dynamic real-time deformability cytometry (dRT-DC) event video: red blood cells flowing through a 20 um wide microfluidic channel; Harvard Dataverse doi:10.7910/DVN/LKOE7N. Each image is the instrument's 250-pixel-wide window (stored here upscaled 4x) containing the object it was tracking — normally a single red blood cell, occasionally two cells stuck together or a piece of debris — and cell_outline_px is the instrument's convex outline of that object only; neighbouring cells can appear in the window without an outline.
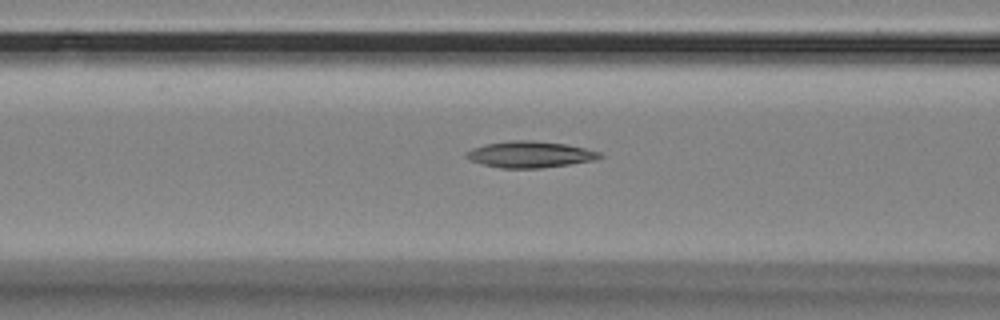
{"species": "Egyptian fruit bat (a non-hibernating species)", "species_latin": "Rousettus aegyptiacus", "temperature_condition": "room temperature", "stored_images_in_passage": 41, "camera_frame_rate_fps": 3000, "um_per_image_px": 0.085, "animal": {"sex": "female"}, "frame": {"image": 1, "passage_image": 15, "time_ms": 4.667, "image_size_px": [1000, 320], "cell_outline_px": [[604, 156], [596, 160], [540, 168], [500, 168], [480, 164], [464, 156], [464, 152], [472, 148], [484, 144], [512, 140], [532, 140], [568, 144], [600, 152]], "centroid_in_image_um": [45.03, 13.12], "position_along_channel_um": 121.6, "area_um2": 20.63}}
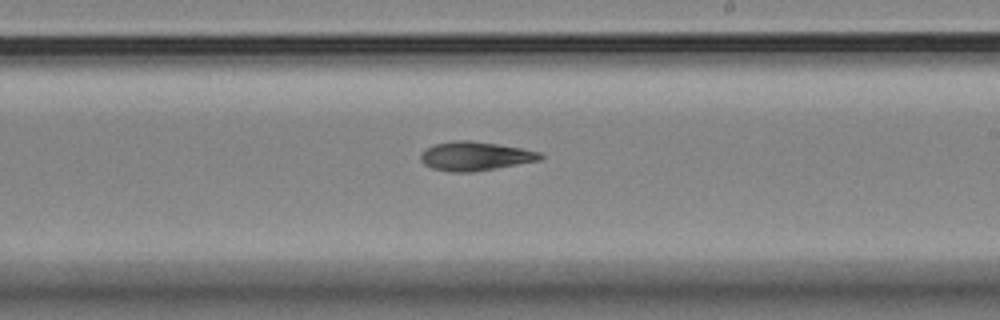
{"frame": {"image": 2, "passage_image": 26, "time_ms": 8.333, "image_size_px": [1000, 320], "cell_outline_px": [[544, 156], [540, 160], [496, 168], [472, 172], [452, 172], [432, 168], [424, 164], [420, 160], [420, 152], [436, 144], [452, 140], [468, 140], [496, 144], [520, 148], [540, 152]], "centroid_in_image_um": [40.36, 13.27], "position_along_channel_um": 248.6, "area_um2": 20.0}}
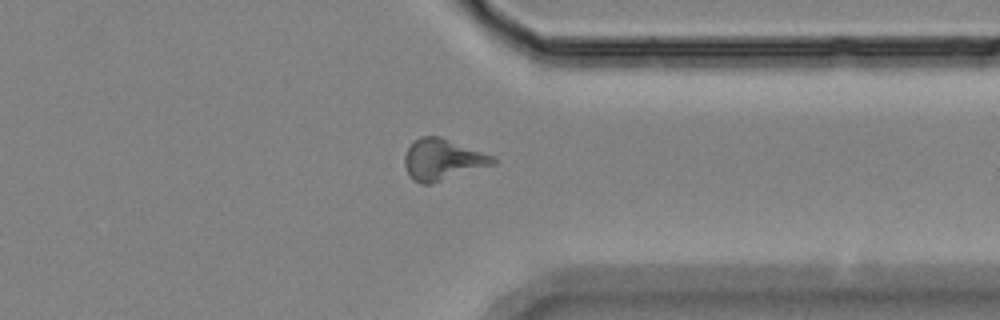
{"frame": {"image": 3, "passage_image": 37, "time_ms": 12.0, "image_size_px": [1000, 320], "cell_outline_px": [[496, 164], [432, 184], [420, 184], [412, 180], [404, 164], [404, 156], [408, 148], [420, 136], [440, 136], [492, 156], [496, 160]], "centroid_in_image_um": [37.6, 13.59], "position_along_channel_um": 373.8, "area_um2": 21.1}, "authors_computed_cell_mechanics": {"area_um2": 20.1722, "velocity_mm_per_s": 3.4686, "shape_relaxation_time_tau1_ms": 5.831, "shape_relaxation_time_tau2_ms": null, "deformation_change_tau1": 0.1428, "deformation_change_tau2": null}}